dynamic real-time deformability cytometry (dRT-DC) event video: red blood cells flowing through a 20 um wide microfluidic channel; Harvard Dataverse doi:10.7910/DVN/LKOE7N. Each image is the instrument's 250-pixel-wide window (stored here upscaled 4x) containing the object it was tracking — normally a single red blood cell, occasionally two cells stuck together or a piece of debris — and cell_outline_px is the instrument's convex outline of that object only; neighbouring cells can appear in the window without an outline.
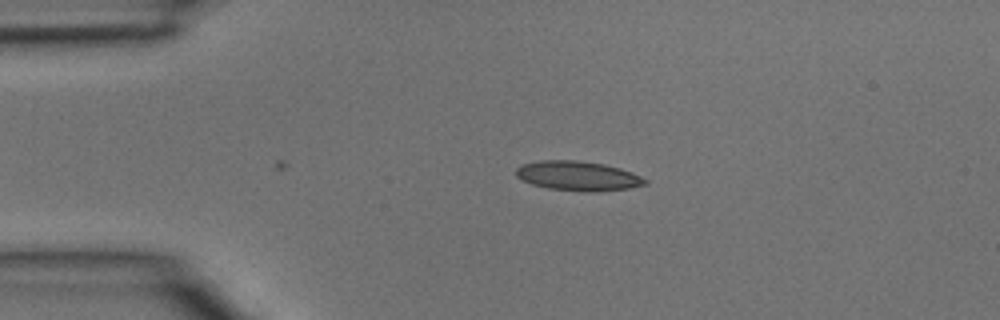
{"species": "common noctule bat (a hibernating species)", "species_latin": "Nyctalus noctula", "temperature_condition": "room temperature", "stored_images_in_passage": 5, "camera_frame_rate_fps": 3000, "um_per_image_px": 0.085, "animal": {"sex": "male", "body_mass_g": 15.6}, "frame": {"image": 1, "passage_image": 3, "time_ms": 0.667, "image_size_px": [1000, 320], "cell_outline_px": [[648, 184], [628, 188], [592, 192], [588, 192], [548, 188], [532, 184], [516, 176], [516, 168], [520, 164], [540, 160], [576, 160], [604, 164], [620, 168], [632, 172], [648, 180]], "centroid_in_image_um": [49.12, 14.94], "position_along_channel_um": 35.9, "area_um2": 22.2}}